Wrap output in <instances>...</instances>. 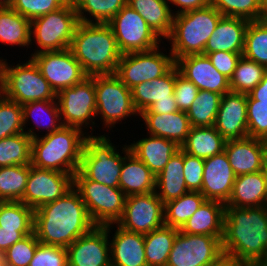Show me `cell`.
I'll use <instances>...</instances> for the list:
<instances>
[{
  "mask_svg": "<svg viewBox=\"0 0 267 266\" xmlns=\"http://www.w3.org/2000/svg\"><path fill=\"white\" fill-rule=\"evenodd\" d=\"M95 226L74 187L57 200L34 210L33 232L42 244L67 248Z\"/></svg>",
  "mask_w": 267,
  "mask_h": 266,
  "instance_id": "1",
  "label": "cell"
},
{
  "mask_svg": "<svg viewBox=\"0 0 267 266\" xmlns=\"http://www.w3.org/2000/svg\"><path fill=\"white\" fill-rule=\"evenodd\" d=\"M267 248V205L225 207L222 251L229 262L252 266Z\"/></svg>",
  "mask_w": 267,
  "mask_h": 266,
  "instance_id": "2",
  "label": "cell"
},
{
  "mask_svg": "<svg viewBox=\"0 0 267 266\" xmlns=\"http://www.w3.org/2000/svg\"><path fill=\"white\" fill-rule=\"evenodd\" d=\"M88 76L115 74L122 53L111 27L79 22L69 47Z\"/></svg>",
  "mask_w": 267,
  "mask_h": 266,
  "instance_id": "3",
  "label": "cell"
},
{
  "mask_svg": "<svg viewBox=\"0 0 267 266\" xmlns=\"http://www.w3.org/2000/svg\"><path fill=\"white\" fill-rule=\"evenodd\" d=\"M87 136L80 128L63 125L53 133L32 139L31 165L73 176L79 170Z\"/></svg>",
  "mask_w": 267,
  "mask_h": 266,
  "instance_id": "4",
  "label": "cell"
},
{
  "mask_svg": "<svg viewBox=\"0 0 267 266\" xmlns=\"http://www.w3.org/2000/svg\"><path fill=\"white\" fill-rule=\"evenodd\" d=\"M222 16L211 4L175 15L167 38L174 61L188 55L204 54L205 45Z\"/></svg>",
  "mask_w": 267,
  "mask_h": 266,
  "instance_id": "5",
  "label": "cell"
},
{
  "mask_svg": "<svg viewBox=\"0 0 267 266\" xmlns=\"http://www.w3.org/2000/svg\"><path fill=\"white\" fill-rule=\"evenodd\" d=\"M110 131L106 133L91 132L85 138L79 171L88 179L114 188H119V179L124 158L131 152L129 145L119 151L111 142ZM121 152V154H120ZM122 154L124 156H122Z\"/></svg>",
  "mask_w": 267,
  "mask_h": 266,
  "instance_id": "6",
  "label": "cell"
},
{
  "mask_svg": "<svg viewBox=\"0 0 267 266\" xmlns=\"http://www.w3.org/2000/svg\"><path fill=\"white\" fill-rule=\"evenodd\" d=\"M22 62V63H21ZM20 63L0 60V93L20 105L39 100H57L56 93L41 74L35 62L28 57Z\"/></svg>",
  "mask_w": 267,
  "mask_h": 266,
  "instance_id": "7",
  "label": "cell"
},
{
  "mask_svg": "<svg viewBox=\"0 0 267 266\" xmlns=\"http://www.w3.org/2000/svg\"><path fill=\"white\" fill-rule=\"evenodd\" d=\"M78 23V15L72 0L58 10L32 20L30 48H33L34 42L37 47L29 58L37 53L68 49Z\"/></svg>",
  "mask_w": 267,
  "mask_h": 266,
  "instance_id": "8",
  "label": "cell"
},
{
  "mask_svg": "<svg viewBox=\"0 0 267 266\" xmlns=\"http://www.w3.org/2000/svg\"><path fill=\"white\" fill-rule=\"evenodd\" d=\"M73 187L79 192L96 226L114 224L121 218L126 195L120 188L88 180L79 170L73 175Z\"/></svg>",
  "mask_w": 267,
  "mask_h": 266,
  "instance_id": "9",
  "label": "cell"
},
{
  "mask_svg": "<svg viewBox=\"0 0 267 266\" xmlns=\"http://www.w3.org/2000/svg\"><path fill=\"white\" fill-rule=\"evenodd\" d=\"M96 117L110 131L130 117H139L131 90L115 74L94 75ZM99 115V116H98Z\"/></svg>",
  "mask_w": 267,
  "mask_h": 266,
  "instance_id": "10",
  "label": "cell"
},
{
  "mask_svg": "<svg viewBox=\"0 0 267 266\" xmlns=\"http://www.w3.org/2000/svg\"><path fill=\"white\" fill-rule=\"evenodd\" d=\"M56 99L62 125L77 127L86 133L90 128L88 135L91 131L94 132L97 119L94 75L72 87L62 89L57 93Z\"/></svg>",
  "mask_w": 267,
  "mask_h": 266,
  "instance_id": "11",
  "label": "cell"
},
{
  "mask_svg": "<svg viewBox=\"0 0 267 266\" xmlns=\"http://www.w3.org/2000/svg\"><path fill=\"white\" fill-rule=\"evenodd\" d=\"M160 46L148 51L122 54L115 75L130 90L140 83L162 77L175 65V61L170 50L167 54L165 47L160 49Z\"/></svg>",
  "mask_w": 267,
  "mask_h": 266,
  "instance_id": "12",
  "label": "cell"
},
{
  "mask_svg": "<svg viewBox=\"0 0 267 266\" xmlns=\"http://www.w3.org/2000/svg\"><path fill=\"white\" fill-rule=\"evenodd\" d=\"M222 238L179 231L166 266H218L225 260Z\"/></svg>",
  "mask_w": 267,
  "mask_h": 266,
  "instance_id": "13",
  "label": "cell"
},
{
  "mask_svg": "<svg viewBox=\"0 0 267 266\" xmlns=\"http://www.w3.org/2000/svg\"><path fill=\"white\" fill-rule=\"evenodd\" d=\"M122 54L152 50L164 43L147 22L127 4L107 23Z\"/></svg>",
  "mask_w": 267,
  "mask_h": 266,
  "instance_id": "14",
  "label": "cell"
},
{
  "mask_svg": "<svg viewBox=\"0 0 267 266\" xmlns=\"http://www.w3.org/2000/svg\"><path fill=\"white\" fill-rule=\"evenodd\" d=\"M121 228L147 234L164 226V203L156 192L126 196L121 218L116 223Z\"/></svg>",
  "mask_w": 267,
  "mask_h": 266,
  "instance_id": "15",
  "label": "cell"
},
{
  "mask_svg": "<svg viewBox=\"0 0 267 266\" xmlns=\"http://www.w3.org/2000/svg\"><path fill=\"white\" fill-rule=\"evenodd\" d=\"M30 58L56 94L88 77L69 48L37 53Z\"/></svg>",
  "mask_w": 267,
  "mask_h": 266,
  "instance_id": "16",
  "label": "cell"
},
{
  "mask_svg": "<svg viewBox=\"0 0 267 266\" xmlns=\"http://www.w3.org/2000/svg\"><path fill=\"white\" fill-rule=\"evenodd\" d=\"M73 187V176L68 173L42 169L30 164L26 190L21 200L33 210L62 197Z\"/></svg>",
  "mask_w": 267,
  "mask_h": 266,
  "instance_id": "17",
  "label": "cell"
},
{
  "mask_svg": "<svg viewBox=\"0 0 267 266\" xmlns=\"http://www.w3.org/2000/svg\"><path fill=\"white\" fill-rule=\"evenodd\" d=\"M68 266H111L109 234L95 226L67 247Z\"/></svg>",
  "mask_w": 267,
  "mask_h": 266,
  "instance_id": "18",
  "label": "cell"
},
{
  "mask_svg": "<svg viewBox=\"0 0 267 266\" xmlns=\"http://www.w3.org/2000/svg\"><path fill=\"white\" fill-rule=\"evenodd\" d=\"M175 65L179 73L199 90L216 92L222 96L231 91L229 79L212 65L207 55L197 54L178 58Z\"/></svg>",
  "mask_w": 267,
  "mask_h": 266,
  "instance_id": "19",
  "label": "cell"
},
{
  "mask_svg": "<svg viewBox=\"0 0 267 266\" xmlns=\"http://www.w3.org/2000/svg\"><path fill=\"white\" fill-rule=\"evenodd\" d=\"M214 127L226 141L248 137L247 94L225 93L220 100Z\"/></svg>",
  "mask_w": 267,
  "mask_h": 266,
  "instance_id": "20",
  "label": "cell"
},
{
  "mask_svg": "<svg viewBox=\"0 0 267 266\" xmlns=\"http://www.w3.org/2000/svg\"><path fill=\"white\" fill-rule=\"evenodd\" d=\"M236 175L231 168L226 153L204 159V174L200 193L207 200L226 204L231 197Z\"/></svg>",
  "mask_w": 267,
  "mask_h": 266,
  "instance_id": "21",
  "label": "cell"
},
{
  "mask_svg": "<svg viewBox=\"0 0 267 266\" xmlns=\"http://www.w3.org/2000/svg\"><path fill=\"white\" fill-rule=\"evenodd\" d=\"M104 227L109 234L111 266H148L145 257L144 234L125 230L116 223ZM111 230H115L114 234Z\"/></svg>",
  "mask_w": 267,
  "mask_h": 266,
  "instance_id": "22",
  "label": "cell"
},
{
  "mask_svg": "<svg viewBox=\"0 0 267 266\" xmlns=\"http://www.w3.org/2000/svg\"><path fill=\"white\" fill-rule=\"evenodd\" d=\"M224 152L236 176L260 172L267 154V141L249 136L228 140Z\"/></svg>",
  "mask_w": 267,
  "mask_h": 266,
  "instance_id": "23",
  "label": "cell"
},
{
  "mask_svg": "<svg viewBox=\"0 0 267 266\" xmlns=\"http://www.w3.org/2000/svg\"><path fill=\"white\" fill-rule=\"evenodd\" d=\"M147 135L145 138L140 137L137 141L131 140L133 143L128 145L131 153L141 160L157 177L170 158L181 147L175 141L150 134Z\"/></svg>",
  "mask_w": 267,
  "mask_h": 266,
  "instance_id": "24",
  "label": "cell"
},
{
  "mask_svg": "<svg viewBox=\"0 0 267 266\" xmlns=\"http://www.w3.org/2000/svg\"><path fill=\"white\" fill-rule=\"evenodd\" d=\"M248 24L243 18L222 16L205 45L204 55L216 51L243 53Z\"/></svg>",
  "mask_w": 267,
  "mask_h": 266,
  "instance_id": "25",
  "label": "cell"
},
{
  "mask_svg": "<svg viewBox=\"0 0 267 266\" xmlns=\"http://www.w3.org/2000/svg\"><path fill=\"white\" fill-rule=\"evenodd\" d=\"M22 111L24 133L31 139L41 137L42 135L36 133L40 130V132L45 130L46 133L44 135H48L63 126L60 119V109L57 100H39L29 102L22 105ZM31 123L33 125L31 128H28V124Z\"/></svg>",
  "mask_w": 267,
  "mask_h": 266,
  "instance_id": "26",
  "label": "cell"
},
{
  "mask_svg": "<svg viewBox=\"0 0 267 266\" xmlns=\"http://www.w3.org/2000/svg\"><path fill=\"white\" fill-rule=\"evenodd\" d=\"M144 121L146 133L175 141L181 146L189 134L191 125L185 111H175L168 114L140 113Z\"/></svg>",
  "mask_w": 267,
  "mask_h": 266,
  "instance_id": "27",
  "label": "cell"
},
{
  "mask_svg": "<svg viewBox=\"0 0 267 266\" xmlns=\"http://www.w3.org/2000/svg\"><path fill=\"white\" fill-rule=\"evenodd\" d=\"M176 81V65L165 75L140 83L131 89L135 109L140 114L155 102L175 101L174 88Z\"/></svg>",
  "mask_w": 267,
  "mask_h": 266,
  "instance_id": "28",
  "label": "cell"
},
{
  "mask_svg": "<svg viewBox=\"0 0 267 266\" xmlns=\"http://www.w3.org/2000/svg\"><path fill=\"white\" fill-rule=\"evenodd\" d=\"M225 204L206 200L179 229L182 233L223 237Z\"/></svg>",
  "mask_w": 267,
  "mask_h": 266,
  "instance_id": "29",
  "label": "cell"
},
{
  "mask_svg": "<svg viewBox=\"0 0 267 266\" xmlns=\"http://www.w3.org/2000/svg\"><path fill=\"white\" fill-rule=\"evenodd\" d=\"M119 188L126 196L147 194L156 189V176L131 152L124 158Z\"/></svg>",
  "mask_w": 267,
  "mask_h": 266,
  "instance_id": "30",
  "label": "cell"
},
{
  "mask_svg": "<svg viewBox=\"0 0 267 266\" xmlns=\"http://www.w3.org/2000/svg\"><path fill=\"white\" fill-rule=\"evenodd\" d=\"M225 205L244 208L267 205V192L261 171L236 176L231 197Z\"/></svg>",
  "mask_w": 267,
  "mask_h": 266,
  "instance_id": "31",
  "label": "cell"
},
{
  "mask_svg": "<svg viewBox=\"0 0 267 266\" xmlns=\"http://www.w3.org/2000/svg\"><path fill=\"white\" fill-rule=\"evenodd\" d=\"M127 5L138 12L162 40L169 37L174 14L168 0H127Z\"/></svg>",
  "mask_w": 267,
  "mask_h": 266,
  "instance_id": "32",
  "label": "cell"
},
{
  "mask_svg": "<svg viewBox=\"0 0 267 266\" xmlns=\"http://www.w3.org/2000/svg\"><path fill=\"white\" fill-rule=\"evenodd\" d=\"M183 151L176 152L156 177L157 196L163 203L189 192L184 178Z\"/></svg>",
  "mask_w": 267,
  "mask_h": 266,
  "instance_id": "33",
  "label": "cell"
},
{
  "mask_svg": "<svg viewBox=\"0 0 267 266\" xmlns=\"http://www.w3.org/2000/svg\"><path fill=\"white\" fill-rule=\"evenodd\" d=\"M226 140L212 127H191L185 142L180 146L185 153L207 159L224 151Z\"/></svg>",
  "mask_w": 267,
  "mask_h": 266,
  "instance_id": "34",
  "label": "cell"
},
{
  "mask_svg": "<svg viewBox=\"0 0 267 266\" xmlns=\"http://www.w3.org/2000/svg\"><path fill=\"white\" fill-rule=\"evenodd\" d=\"M31 21L11 7H0V43L6 46L31 45Z\"/></svg>",
  "mask_w": 267,
  "mask_h": 266,
  "instance_id": "35",
  "label": "cell"
},
{
  "mask_svg": "<svg viewBox=\"0 0 267 266\" xmlns=\"http://www.w3.org/2000/svg\"><path fill=\"white\" fill-rule=\"evenodd\" d=\"M179 229L162 226L144 234L145 257L148 266H166Z\"/></svg>",
  "mask_w": 267,
  "mask_h": 266,
  "instance_id": "36",
  "label": "cell"
},
{
  "mask_svg": "<svg viewBox=\"0 0 267 266\" xmlns=\"http://www.w3.org/2000/svg\"><path fill=\"white\" fill-rule=\"evenodd\" d=\"M207 199L200 192L189 191L164 203V223L180 229Z\"/></svg>",
  "mask_w": 267,
  "mask_h": 266,
  "instance_id": "37",
  "label": "cell"
},
{
  "mask_svg": "<svg viewBox=\"0 0 267 266\" xmlns=\"http://www.w3.org/2000/svg\"><path fill=\"white\" fill-rule=\"evenodd\" d=\"M79 22L107 24L126 4L127 0H72Z\"/></svg>",
  "mask_w": 267,
  "mask_h": 266,
  "instance_id": "38",
  "label": "cell"
},
{
  "mask_svg": "<svg viewBox=\"0 0 267 266\" xmlns=\"http://www.w3.org/2000/svg\"><path fill=\"white\" fill-rule=\"evenodd\" d=\"M222 95L199 90L197 97L186 111L191 127H212L215 124Z\"/></svg>",
  "mask_w": 267,
  "mask_h": 266,
  "instance_id": "39",
  "label": "cell"
},
{
  "mask_svg": "<svg viewBox=\"0 0 267 266\" xmlns=\"http://www.w3.org/2000/svg\"><path fill=\"white\" fill-rule=\"evenodd\" d=\"M29 172L30 165L0 167V201H21Z\"/></svg>",
  "mask_w": 267,
  "mask_h": 266,
  "instance_id": "40",
  "label": "cell"
},
{
  "mask_svg": "<svg viewBox=\"0 0 267 266\" xmlns=\"http://www.w3.org/2000/svg\"><path fill=\"white\" fill-rule=\"evenodd\" d=\"M34 210L21 201L0 202V227L9 231H33Z\"/></svg>",
  "mask_w": 267,
  "mask_h": 266,
  "instance_id": "41",
  "label": "cell"
},
{
  "mask_svg": "<svg viewBox=\"0 0 267 266\" xmlns=\"http://www.w3.org/2000/svg\"><path fill=\"white\" fill-rule=\"evenodd\" d=\"M32 139L25 133L0 140V167L30 165Z\"/></svg>",
  "mask_w": 267,
  "mask_h": 266,
  "instance_id": "42",
  "label": "cell"
},
{
  "mask_svg": "<svg viewBox=\"0 0 267 266\" xmlns=\"http://www.w3.org/2000/svg\"><path fill=\"white\" fill-rule=\"evenodd\" d=\"M242 56L267 68V21H249Z\"/></svg>",
  "mask_w": 267,
  "mask_h": 266,
  "instance_id": "43",
  "label": "cell"
},
{
  "mask_svg": "<svg viewBox=\"0 0 267 266\" xmlns=\"http://www.w3.org/2000/svg\"><path fill=\"white\" fill-rule=\"evenodd\" d=\"M266 67L241 56L229 79L232 92L249 94L264 77Z\"/></svg>",
  "mask_w": 267,
  "mask_h": 266,
  "instance_id": "44",
  "label": "cell"
},
{
  "mask_svg": "<svg viewBox=\"0 0 267 266\" xmlns=\"http://www.w3.org/2000/svg\"><path fill=\"white\" fill-rule=\"evenodd\" d=\"M24 133L22 105L0 93V140Z\"/></svg>",
  "mask_w": 267,
  "mask_h": 266,
  "instance_id": "45",
  "label": "cell"
},
{
  "mask_svg": "<svg viewBox=\"0 0 267 266\" xmlns=\"http://www.w3.org/2000/svg\"><path fill=\"white\" fill-rule=\"evenodd\" d=\"M223 16L239 17L248 21L261 20L260 0H210Z\"/></svg>",
  "mask_w": 267,
  "mask_h": 266,
  "instance_id": "46",
  "label": "cell"
},
{
  "mask_svg": "<svg viewBox=\"0 0 267 266\" xmlns=\"http://www.w3.org/2000/svg\"><path fill=\"white\" fill-rule=\"evenodd\" d=\"M39 243L33 232L3 252L2 258L7 266H29Z\"/></svg>",
  "mask_w": 267,
  "mask_h": 266,
  "instance_id": "47",
  "label": "cell"
},
{
  "mask_svg": "<svg viewBox=\"0 0 267 266\" xmlns=\"http://www.w3.org/2000/svg\"><path fill=\"white\" fill-rule=\"evenodd\" d=\"M248 136L267 141V102L252 99L247 94Z\"/></svg>",
  "mask_w": 267,
  "mask_h": 266,
  "instance_id": "48",
  "label": "cell"
},
{
  "mask_svg": "<svg viewBox=\"0 0 267 266\" xmlns=\"http://www.w3.org/2000/svg\"><path fill=\"white\" fill-rule=\"evenodd\" d=\"M69 0H13L11 8L28 20L44 16L63 7Z\"/></svg>",
  "mask_w": 267,
  "mask_h": 266,
  "instance_id": "49",
  "label": "cell"
},
{
  "mask_svg": "<svg viewBox=\"0 0 267 266\" xmlns=\"http://www.w3.org/2000/svg\"><path fill=\"white\" fill-rule=\"evenodd\" d=\"M29 266H68L67 248L39 243Z\"/></svg>",
  "mask_w": 267,
  "mask_h": 266,
  "instance_id": "50",
  "label": "cell"
},
{
  "mask_svg": "<svg viewBox=\"0 0 267 266\" xmlns=\"http://www.w3.org/2000/svg\"><path fill=\"white\" fill-rule=\"evenodd\" d=\"M184 178L189 191L200 192L204 174V159L191 156L183 151Z\"/></svg>",
  "mask_w": 267,
  "mask_h": 266,
  "instance_id": "51",
  "label": "cell"
},
{
  "mask_svg": "<svg viewBox=\"0 0 267 266\" xmlns=\"http://www.w3.org/2000/svg\"><path fill=\"white\" fill-rule=\"evenodd\" d=\"M199 89L185 77H183L176 66V81L174 97L180 111H187L197 97Z\"/></svg>",
  "mask_w": 267,
  "mask_h": 266,
  "instance_id": "52",
  "label": "cell"
},
{
  "mask_svg": "<svg viewBox=\"0 0 267 266\" xmlns=\"http://www.w3.org/2000/svg\"><path fill=\"white\" fill-rule=\"evenodd\" d=\"M212 65L225 77L231 78L242 53L216 51L207 54Z\"/></svg>",
  "mask_w": 267,
  "mask_h": 266,
  "instance_id": "53",
  "label": "cell"
},
{
  "mask_svg": "<svg viewBox=\"0 0 267 266\" xmlns=\"http://www.w3.org/2000/svg\"><path fill=\"white\" fill-rule=\"evenodd\" d=\"M168 3L177 10L173 11L174 16L188 11L202 9L210 5V0H168ZM177 7V8H176Z\"/></svg>",
  "mask_w": 267,
  "mask_h": 266,
  "instance_id": "54",
  "label": "cell"
},
{
  "mask_svg": "<svg viewBox=\"0 0 267 266\" xmlns=\"http://www.w3.org/2000/svg\"><path fill=\"white\" fill-rule=\"evenodd\" d=\"M31 233H33V231H9L2 230L0 227V253L5 252L14 243Z\"/></svg>",
  "mask_w": 267,
  "mask_h": 266,
  "instance_id": "55",
  "label": "cell"
},
{
  "mask_svg": "<svg viewBox=\"0 0 267 266\" xmlns=\"http://www.w3.org/2000/svg\"><path fill=\"white\" fill-rule=\"evenodd\" d=\"M175 111H179L176 101H164L155 102L151 107L141 113L168 114Z\"/></svg>",
  "mask_w": 267,
  "mask_h": 266,
  "instance_id": "56",
  "label": "cell"
},
{
  "mask_svg": "<svg viewBox=\"0 0 267 266\" xmlns=\"http://www.w3.org/2000/svg\"><path fill=\"white\" fill-rule=\"evenodd\" d=\"M248 95L254 100L267 102V70L261 82Z\"/></svg>",
  "mask_w": 267,
  "mask_h": 266,
  "instance_id": "57",
  "label": "cell"
},
{
  "mask_svg": "<svg viewBox=\"0 0 267 266\" xmlns=\"http://www.w3.org/2000/svg\"><path fill=\"white\" fill-rule=\"evenodd\" d=\"M252 266H267V248Z\"/></svg>",
  "mask_w": 267,
  "mask_h": 266,
  "instance_id": "58",
  "label": "cell"
},
{
  "mask_svg": "<svg viewBox=\"0 0 267 266\" xmlns=\"http://www.w3.org/2000/svg\"><path fill=\"white\" fill-rule=\"evenodd\" d=\"M261 173L265 182V188H266V192H267V154L265 155L264 161H263V165L261 168Z\"/></svg>",
  "mask_w": 267,
  "mask_h": 266,
  "instance_id": "59",
  "label": "cell"
},
{
  "mask_svg": "<svg viewBox=\"0 0 267 266\" xmlns=\"http://www.w3.org/2000/svg\"><path fill=\"white\" fill-rule=\"evenodd\" d=\"M261 3V20L267 21V0H260Z\"/></svg>",
  "mask_w": 267,
  "mask_h": 266,
  "instance_id": "60",
  "label": "cell"
},
{
  "mask_svg": "<svg viewBox=\"0 0 267 266\" xmlns=\"http://www.w3.org/2000/svg\"><path fill=\"white\" fill-rule=\"evenodd\" d=\"M13 0H0V7H10Z\"/></svg>",
  "mask_w": 267,
  "mask_h": 266,
  "instance_id": "61",
  "label": "cell"
},
{
  "mask_svg": "<svg viewBox=\"0 0 267 266\" xmlns=\"http://www.w3.org/2000/svg\"><path fill=\"white\" fill-rule=\"evenodd\" d=\"M218 266H238V265H234L233 263L229 262L228 260H224L221 264H219Z\"/></svg>",
  "mask_w": 267,
  "mask_h": 266,
  "instance_id": "62",
  "label": "cell"
},
{
  "mask_svg": "<svg viewBox=\"0 0 267 266\" xmlns=\"http://www.w3.org/2000/svg\"><path fill=\"white\" fill-rule=\"evenodd\" d=\"M0 266H7L3 258L0 259Z\"/></svg>",
  "mask_w": 267,
  "mask_h": 266,
  "instance_id": "63",
  "label": "cell"
}]
</instances>
